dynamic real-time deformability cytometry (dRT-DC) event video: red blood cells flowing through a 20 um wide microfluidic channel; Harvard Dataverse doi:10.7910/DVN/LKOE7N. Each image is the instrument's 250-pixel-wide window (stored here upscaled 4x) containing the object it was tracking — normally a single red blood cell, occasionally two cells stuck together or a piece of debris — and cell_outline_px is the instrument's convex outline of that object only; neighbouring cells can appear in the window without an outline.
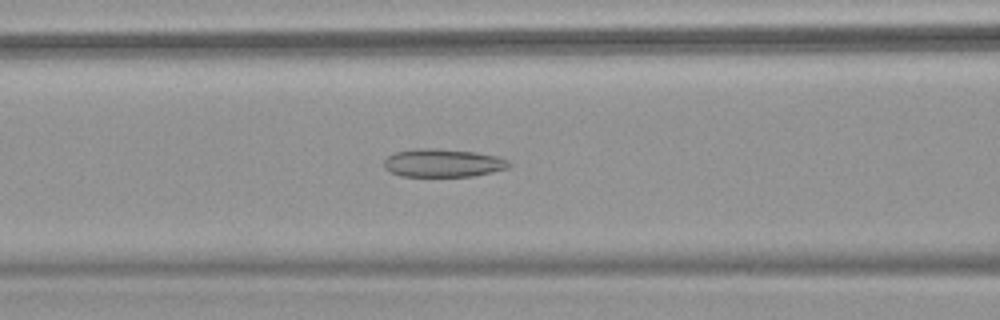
{"species": "common noctule bat (a hibernating species)", "species_latin": "Nyctalus noctula", "temperature_condition": "warm", "stored_images_in_passage": 44, "camera_frame_rate_fps": 3000, "um_per_image_px": 0.085, "animal": {"sex": "female", "body_mass_g": 18.4}, "frame": {"image": 1, "passage_image": 13, "time_ms": 4.0, "image_size_px": [1000, 320], "cell_outline_px": [[512, 164], [508, 168], [492, 172], [472, 176], [400, 176], [384, 168], [384, 160], [388, 156], [396, 152], [416, 148], [436, 148], [476, 152], [496, 156], [508, 160]], "centroid_in_image_um": [37.66, 13.85], "position_along_channel_um": 128.9, "area_um2": 20.52}}